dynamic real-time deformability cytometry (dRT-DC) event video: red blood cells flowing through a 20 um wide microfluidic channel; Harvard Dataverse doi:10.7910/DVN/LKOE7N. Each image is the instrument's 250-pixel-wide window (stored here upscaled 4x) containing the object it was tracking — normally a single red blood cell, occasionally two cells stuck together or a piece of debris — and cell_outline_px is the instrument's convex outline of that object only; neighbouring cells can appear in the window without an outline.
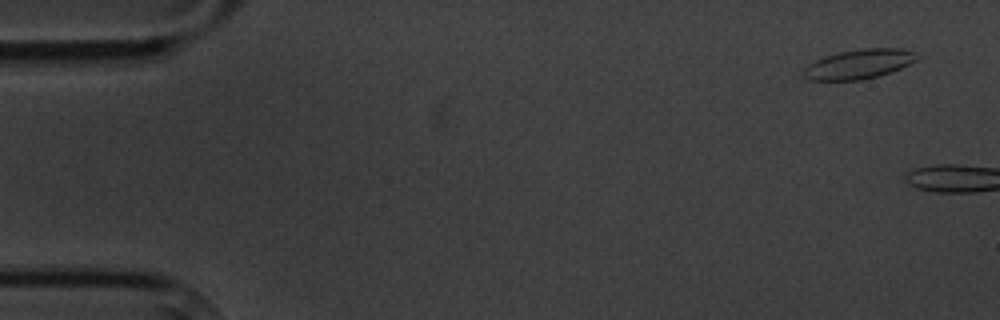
{"species": "common noctule bat (a hibernating species)", "species_latin": "Nyctalus noctula", "temperature_condition": "cold", "stored_images_in_passage": 2, "camera_frame_rate_fps": 3000, "um_per_image_px": 0.085, "animal": {"sex": "male", "body_mass_g": 20.1, "forearm_length_mm": 53.5}, "frame": {"image": 1, "passage_image": 1, "time_ms": 0.0, "image_size_px": [1000, 320], "cell_outline_px": [[920, 56], [916, 60], [900, 68], [876, 76], [860, 80], [812, 80], [804, 76], [804, 68], [808, 64], [824, 56], [840, 52], [864, 48], [900, 48], [916, 52]], "centroid_in_image_um": [73.02, 5.43], "position_along_channel_um": 12.0, "area_um2": 19.25}}